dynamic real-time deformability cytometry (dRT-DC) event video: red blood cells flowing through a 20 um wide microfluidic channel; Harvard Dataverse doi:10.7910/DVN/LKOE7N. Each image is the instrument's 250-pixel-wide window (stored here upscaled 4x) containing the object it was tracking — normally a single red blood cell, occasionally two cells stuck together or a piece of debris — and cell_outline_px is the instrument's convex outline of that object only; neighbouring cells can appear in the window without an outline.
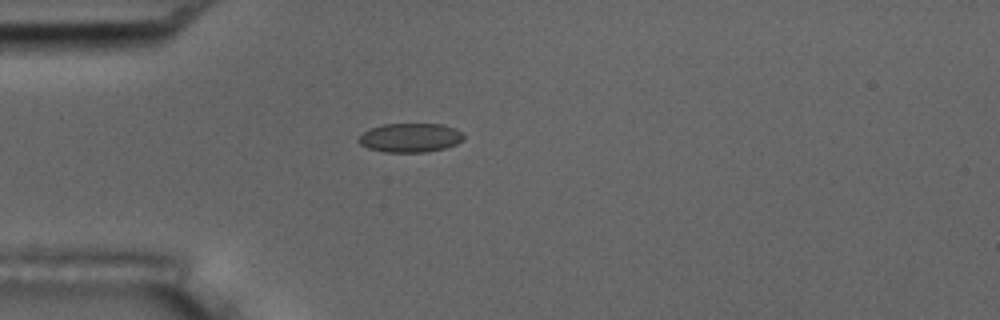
{"species": "common noctule bat (a hibernating species)", "species_latin": "Nyctalus noctula", "temperature_condition": "room temperature", "stored_images_in_passage": 35, "camera_frame_rate_fps": 3000, "um_per_image_px": 0.085, "animal": {"sex": "male", "body_mass_g": 17.5, "forearm_length_mm": 52.3}, "frame": {"image": 1, "passage_image": 1, "time_ms": 0.0, "image_size_px": [1000, 320], "cell_outline_px": [[464, 140], [456, 144], [444, 148], [424, 152], [384, 152], [368, 148], [360, 144], [356, 140], [364, 132], [372, 128], [384, 124], [440, 124], [456, 128], [464, 136]], "centroid_in_image_um": [34.87, 11.71], "position_along_channel_um": 50.1, "area_um2": 17.69}}
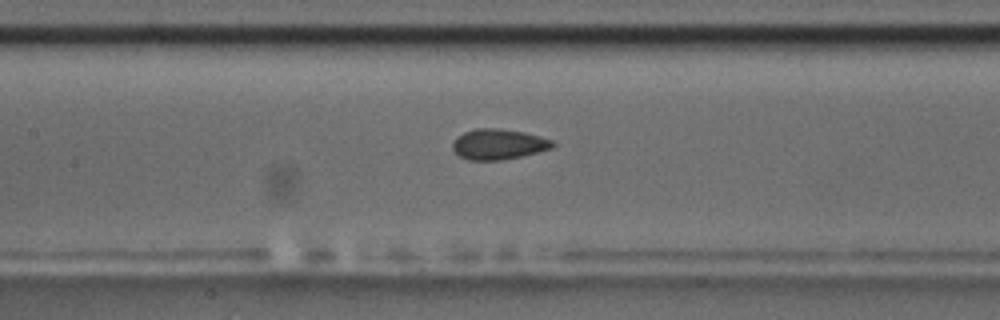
{"frame": {"image": 2, "passage_image": 11, "time_ms": 3.333, "image_size_px": [1000, 320], "cell_outline_px": [[556, 144], [552, 148], [520, 156], [500, 160], [468, 160], [460, 156], [452, 148], [452, 144], [456, 136], [464, 132], [476, 128], [500, 128], [524, 132], [540, 136], [552, 140]], "centroid_in_image_um": [42.35, 12.24], "position_along_channel_um": 165.0, "area_um2": 17.74}, "authors_computed_cell_mechanics": {"area_um2": 17.6868, "velocity_mm_per_s": 3.7755, "shape_relaxation_time_tau1_ms": 9.8279, "shape_relaxation_time_tau2_ms": 1.5985, "deformation_change_tau1": 0.1466, "deformation_change_tau2": 0.0571}}